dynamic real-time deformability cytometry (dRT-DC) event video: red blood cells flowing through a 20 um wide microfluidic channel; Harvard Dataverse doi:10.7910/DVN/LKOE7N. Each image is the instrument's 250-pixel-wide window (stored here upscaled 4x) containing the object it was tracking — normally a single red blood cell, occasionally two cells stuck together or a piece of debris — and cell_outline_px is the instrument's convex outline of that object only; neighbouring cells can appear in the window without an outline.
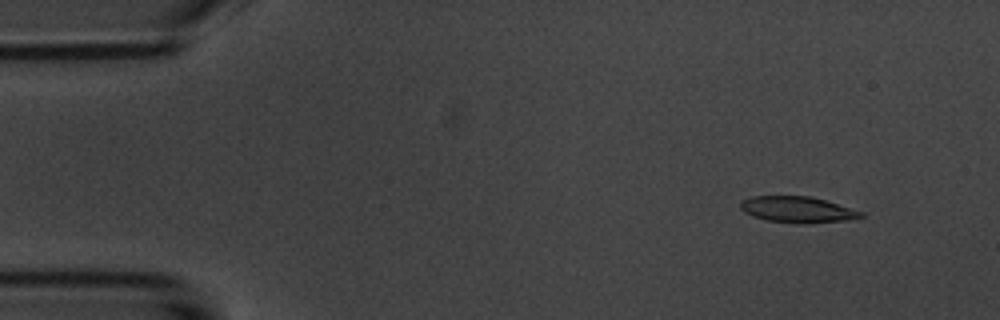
{"species": "common noctule bat (a hibernating species)", "species_latin": "Nyctalus noctula", "temperature_condition": "room temperature", "stored_images_in_passage": 4, "camera_frame_rate_fps": 3000, "um_per_image_px": 0.085, "animal": {"sex": "male", "body_mass_g": 20.1, "forearm_length_mm": 53.5}, "frame": {"image": 1, "passage_image": 1, "time_ms": 0.0, "image_size_px": [1000, 320], "cell_outline_px": [[864, 216], [844, 220], [808, 224], [796, 224], [768, 220], [752, 216], [744, 212], [740, 208], [740, 200], [752, 196], [808, 196], [824, 200], [864, 212]], "centroid_in_image_um": [67.74, 17.82], "position_along_channel_um": 17.3, "area_um2": 18.32}}
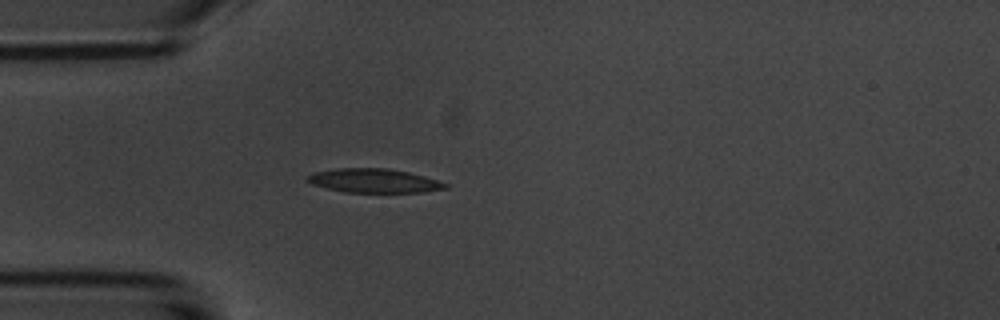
{"frame": {"image": 2, "passage_image": 4, "time_ms": 3.333, "image_size_px": [1000, 320], "cell_outline_px": [[448, 188], [424, 192], [344, 192], [312, 184], [304, 180], [304, 176], [312, 172], [336, 168], [388, 168], [408, 172], [424, 176], [448, 184]], "centroid_in_image_um": [31.72, 15.35], "position_along_channel_um": 53.3, "area_um2": 19.36}}